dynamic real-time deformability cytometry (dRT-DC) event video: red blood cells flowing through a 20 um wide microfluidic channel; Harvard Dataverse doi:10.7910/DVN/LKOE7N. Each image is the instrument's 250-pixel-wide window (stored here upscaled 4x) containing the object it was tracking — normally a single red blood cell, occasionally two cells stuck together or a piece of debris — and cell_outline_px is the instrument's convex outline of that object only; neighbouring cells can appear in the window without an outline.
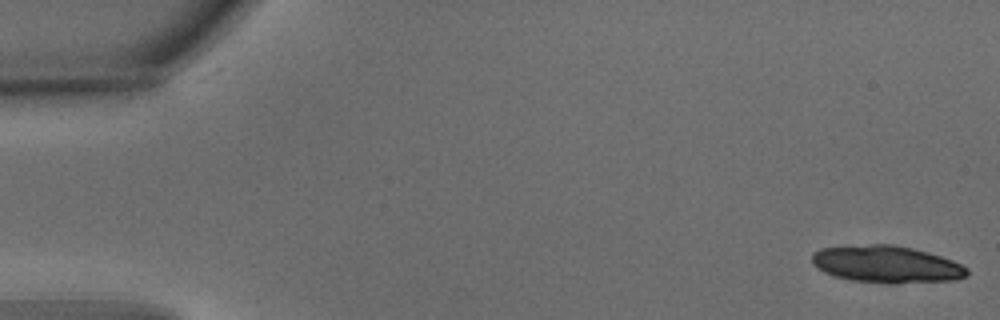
{"species": "common noctule bat (a hibernating species)", "species_latin": "Nyctalus noctula", "temperature_condition": "warm", "stored_images_in_passage": 19, "camera_frame_rate_fps": 3000, "um_per_image_px": 0.085, "animal": {"sex": "male", "body_mass_g": 15.6}, "frame": {"image": 1, "passage_image": 1, "time_ms": 0.0, "image_size_px": [1000, 320], "cell_outline_px": [[968, 276], [956, 280], [896, 284], [888, 284], [852, 280], [832, 276], [816, 268], [812, 264], [812, 252], [820, 248], [872, 244], [892, 244], [912, 248], [928, 252], [952, 260], [968, 268]], "centroid_in_image_um": [75.35, 22.48], "position_along_channel_um": 9.6, "area_um2": 33.93}}